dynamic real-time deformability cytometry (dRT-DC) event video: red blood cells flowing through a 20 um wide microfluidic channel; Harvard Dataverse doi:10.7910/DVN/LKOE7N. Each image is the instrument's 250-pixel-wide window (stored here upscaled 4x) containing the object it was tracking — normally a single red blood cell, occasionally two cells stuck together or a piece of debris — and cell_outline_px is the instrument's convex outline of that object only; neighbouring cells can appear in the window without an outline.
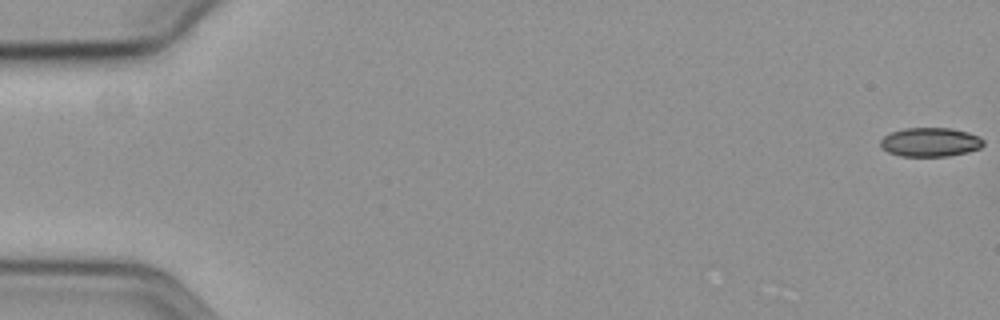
{"species": "common noctule bat (a hibernating species)", "species_latin": "Nyctalus noctula", "temperature_condition": "cold", "stored_images_in_passage": 4, "camera_frame_rate_fps": 3000, "um_per_image_px": 0.085, "animal": {"sex": "female", "body_mass_g": 19.3, "forearm_length_mm": 54.1}, "frame": {"image": 1, "passage_image": 1, "time_ms": 0.0, "image_size_px": [1000, 320], "cell_outline_px": [[984, 144], [980, 148], [968, 152], [948, 156], [900, 156], [888, 152], [880, 148], [880, 140], [884, 136], [892, 132], [904, 128], [952, 128], [968, 132], [980, 136], [984, 140]], "centroid_in_image_um": [79.08, 12.08], "position_along_channel_um": 5.9, "area_um2": 17.57}}